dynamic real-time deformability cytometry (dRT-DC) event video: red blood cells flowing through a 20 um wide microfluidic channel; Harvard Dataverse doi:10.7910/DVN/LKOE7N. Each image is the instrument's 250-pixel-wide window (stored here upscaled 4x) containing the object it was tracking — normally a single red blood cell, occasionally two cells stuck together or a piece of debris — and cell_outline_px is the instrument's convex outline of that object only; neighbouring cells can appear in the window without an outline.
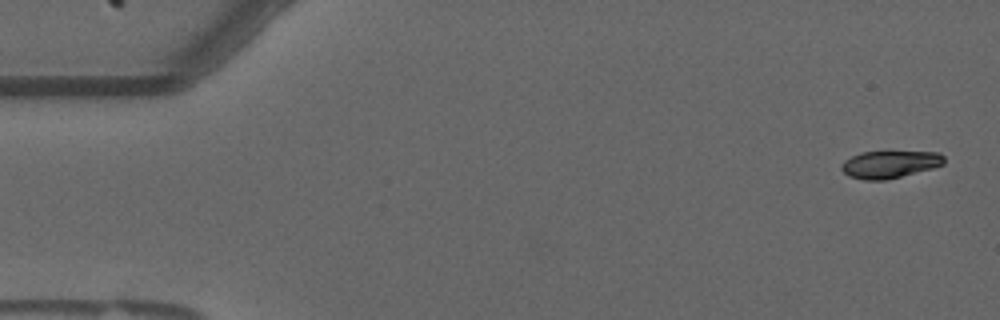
{"species": "common noctule bat (a hibernating species)", "species_latin": "Nyctalus noctula", "temperature_condition": "warm", "stored_images_in_passage": 56, "camera_frame_rate_fps": 3000, "um_per_image_px": 0.085, "animal": {"sex": "male", "forearm_length_mm": 52.5}, "frame": {"image": 1, "passage_image": 2, "time_ms": 0.333, "image_size_px": [1000, 320], "cell_outline_px": [[944, 164], [932, 168], [884, 180], [864, 180], [848, 176], [840, 168], [840, 164], [844, 160], [860, 152], [940, 152], [944, 156]], "centroid_in_image_um": [75.59, 13.96], "position_along_channel_um": 9.4, "area_um2": 16.24}}
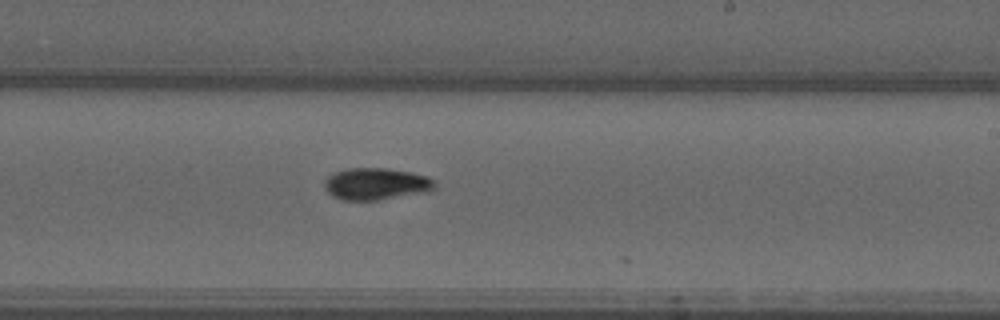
{"frame": {"image": 2, "passage_image": 33, "time_ms": 10.667, "image_size_px": [1000, 320], "cell_outline_px": [[436, 188], [428, 192], [380, 200], [340, 200], [332, 196], [324, 188], [324, 180], [328, 176], [336, 172], [348, 168], [388, 168], [428, 176], [436, 184]], "centroid_in_image_um": [31.96, 15.64], "position_along_channel_um": 257.0, "area_um2": 20.69}}
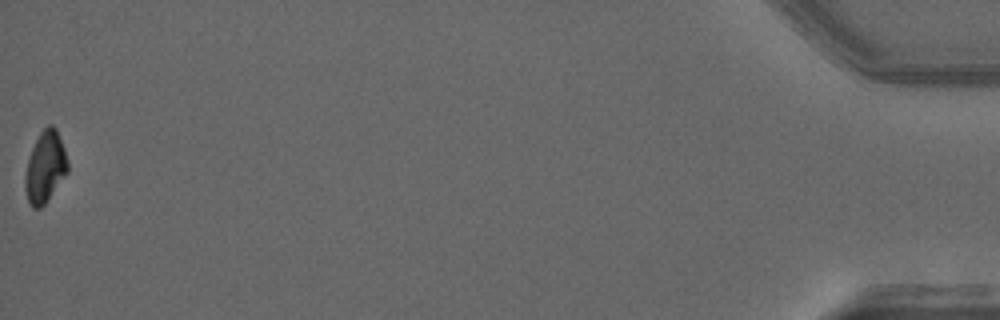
{"frame": {"image": 3, "passage_image": 56, "time_ms": 18.333, "image_size_px": [1000, 320], "cell_outline_px": [[68, 172], [44, 204], [40, 208], [32, 208], [28, 204], [24, 188], [24, 176], [28, 160], [32, 148], [40, 132], [48, 124], [52, 124], [56, 128], [64, 148], [68, 160]], "centroid_in_image_um": [3.83, 14.21], "position_along_channel_um": 431.4, "area_um2": 17.74}, "authors_computed_cell_mechanics": {"area_um2": 18.7272, "velocity_mm_per_s": 3.6526, "shape_relaxation_time_tau1_ms": 4.2883, "shape_relaxation_time_tau2_ms": null, "deformation_change_tau1": 0.1649, "deformation_change_tau2": null}}